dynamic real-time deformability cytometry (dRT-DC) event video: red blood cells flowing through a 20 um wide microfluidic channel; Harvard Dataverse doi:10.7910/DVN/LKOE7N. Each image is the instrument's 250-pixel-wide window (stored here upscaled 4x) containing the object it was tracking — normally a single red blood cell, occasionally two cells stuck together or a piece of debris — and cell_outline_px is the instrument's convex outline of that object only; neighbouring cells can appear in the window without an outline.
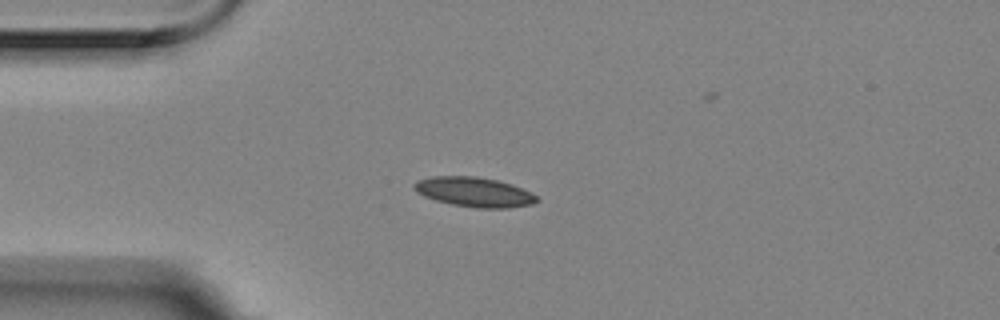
{"species": "Egyptian fruit bat (a non-hibernating species)", "species_latin": "Rousettus aegyptiacus", "temperature_condition": "room temperature", "stored_images_in_passage": 9, "camera_frame_rate_fps": 3000, "um_per_image_px": 0.085, "animal": {"sex": "female"}, "frame": {"image": 1, "passage_image": 4, "time_ms": 1.0, "image_size_px": [1000, 320], "cell_outline_px": [[540, 200], [532, 204], [508, 208], [476, 208], [452, 204], [436, 200], [424, 196], [416, 192], [412, 188], [412, 184], [416, 180], [432, 176], [476, 176], [496, 180], [512, 184], [532, 192]], "centroid_in_image_um": [40.29, 16.31], "position_along_channel_um": 44.7, "area_um2": 21.39}}
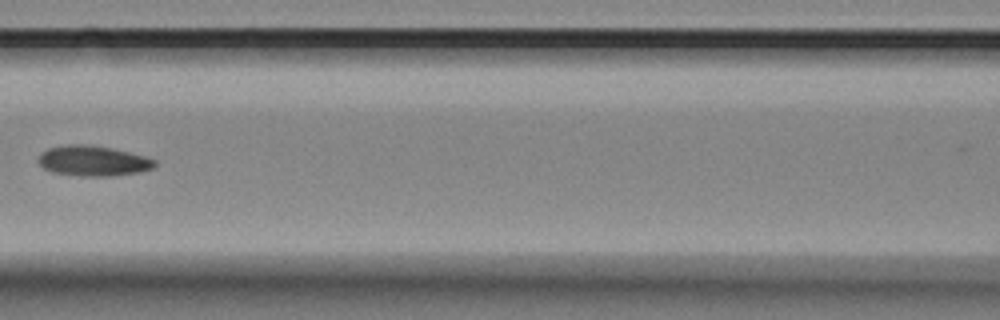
{"frame": {"image": 2, "passage_image": 7, "time_ms": 2.0, "image_size_px": [1000, 320], "cell_outline_px": [[156, 164], [152, 168], [140, 172], [112, 176], [84, 176], [52, 172], [44, 168], [36, 160], [40, 152], [48, 148], [68, 144], [88, 144], [112, 148], [144, 156], [156, 160]], "centroid_in_image_um": [7.88, 13.67], "position_along_channel_um": 158.7, "area_um2": 20.63}}
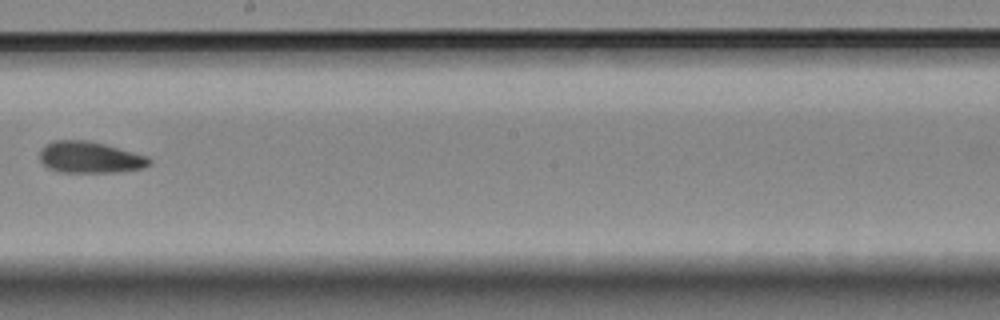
{"frame": {"image": 3, "passage_image": 9, "time_ms": 2.667, "image_size_px": [1000, 320], "cell_outline_px": [[152, 164], [144, 168], [120, 172], [60, 172], [48, 168], [40, 160], [40, 148], [52, 140], [84, 140], [104, 144], [148, 156], [152, 160]], "centroid_in_image_um": [7.66, 13.38], "position_along_channel_um": 240.5, "area_um2": 20.23}}